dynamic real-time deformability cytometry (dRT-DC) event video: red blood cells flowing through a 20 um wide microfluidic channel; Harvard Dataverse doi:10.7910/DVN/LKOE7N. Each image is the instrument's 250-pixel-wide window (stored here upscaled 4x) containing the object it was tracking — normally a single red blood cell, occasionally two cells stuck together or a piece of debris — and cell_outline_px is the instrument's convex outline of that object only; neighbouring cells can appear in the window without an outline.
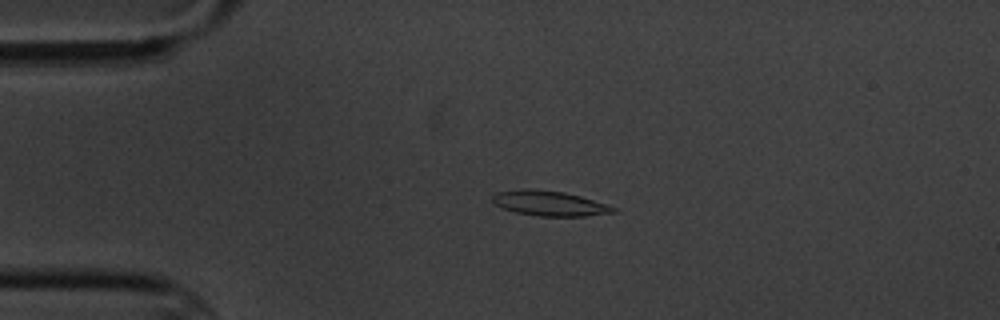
{"species": "common noctule bat (a hibernating species)", "species_latin": "Nyctalus noctula", "temperature_condition": "cold", "stored_images_in_passage": 4, "camera_frame_rate_fps": 3000, "um_per_image_px": 0.085, "animal": {"sex": "male", "body_mass_g": 20.1, "forearm_length_mm": 53.5}, "frame": {"image": 1, "passage_image": 3, "time_ms": 2.333, "image_size_px": [1000, 320], "cell_outline_px": [[616, 212], [584, 216], [540, 216], [516, 212], [504, 208], [496, 204], [492, 200], [492, 196], [496, 192], [520, 188], [528, 188], [564, 192], [580, 196], [616, 208]], "centroid_in_image_um": [46.66, 17.27], "position_along_channel_um": 38.3, "area_um2": 17.4}}